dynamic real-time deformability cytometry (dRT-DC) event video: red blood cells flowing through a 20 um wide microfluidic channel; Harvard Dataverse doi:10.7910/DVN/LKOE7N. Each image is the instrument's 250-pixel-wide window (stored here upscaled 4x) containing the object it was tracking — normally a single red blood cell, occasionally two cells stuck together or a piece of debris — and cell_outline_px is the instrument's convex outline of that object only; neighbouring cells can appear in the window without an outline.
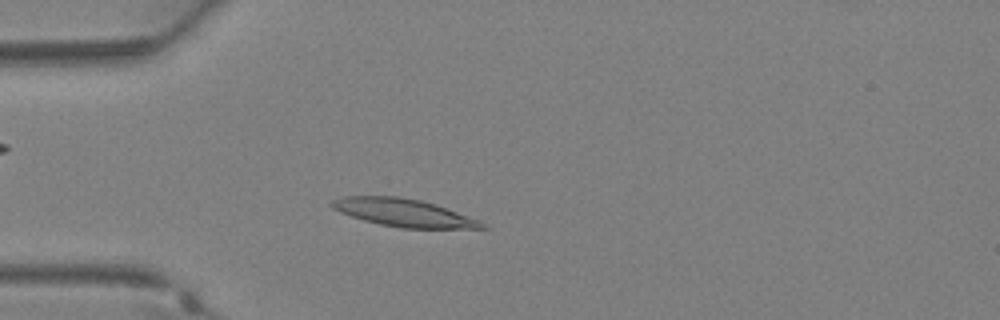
{"species": "Egyptian fruit bat (a non-hibernating species)", "species_latin": "Rousettus aegyptiacus", "temperature_condition": "warm", "stored_images_in_passage": 33, "camera_frame_rate_fps": 3000, "um_per_image_px": 0.085, "animal": {"sex": "female"}, "frame": {"image": 1, "passage_image": 7, "time_ms": 2.0, "image_size_px": [1000, 320], "cell_outline_px": [[492, 228], [404, 228], [380, 224], [364, 220], [340, 212], [332, 208], [328, 204], [332, 200], [344, 196], [400, 196], [420, 200], [436, 204], [480, 220]], "centroid_in_image_um": [34.33, 18.07], "position_along_channel_um": 50.7, "area_um2": 24.28}}
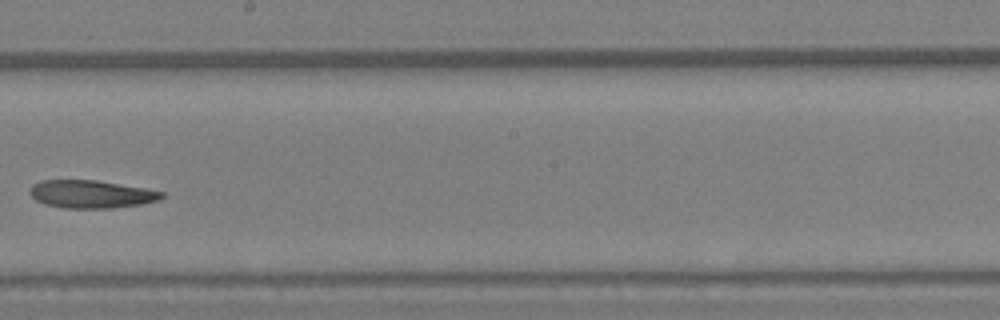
{"frame": {"image": 2, "passage_image": 18, "time_ms": 5.667, "image_size_px": [1000, 320], "cell_outline_px": [[164, 196], [160, 200], [140, 204], [112, 208], [64, 208], [44, 204], [36, 200], [32, 196], [32, 184], [40, 180], [96, 180], [144, 188], [164, 192]], "centroid_in_image_um": [7.76, 16.5], "position_along_channel_um": 240.4, "area_um2": 21.27}}
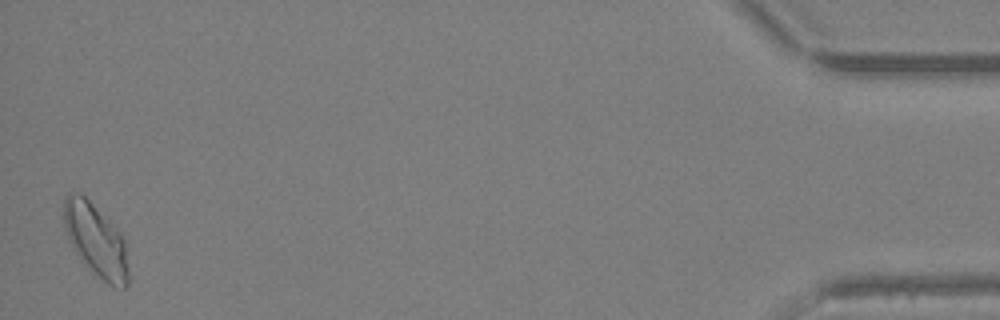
{"frame": {"image": 3, "passage_image": 33, "time_ms": 10.667, "image_size_px": [1000, 320], "cell_outline_px": [[128, 284], [124, 288], [108, 284], [80, 260], [68, 236], [64, 224], [64, 196], [68, 192], [80, 192], [120, 232], [124, 240], [128, 268]], "centroid_in_image_um": [8.14, 20.4], "position_along_channel_um": 427.1, "area_um2": 26.82}}